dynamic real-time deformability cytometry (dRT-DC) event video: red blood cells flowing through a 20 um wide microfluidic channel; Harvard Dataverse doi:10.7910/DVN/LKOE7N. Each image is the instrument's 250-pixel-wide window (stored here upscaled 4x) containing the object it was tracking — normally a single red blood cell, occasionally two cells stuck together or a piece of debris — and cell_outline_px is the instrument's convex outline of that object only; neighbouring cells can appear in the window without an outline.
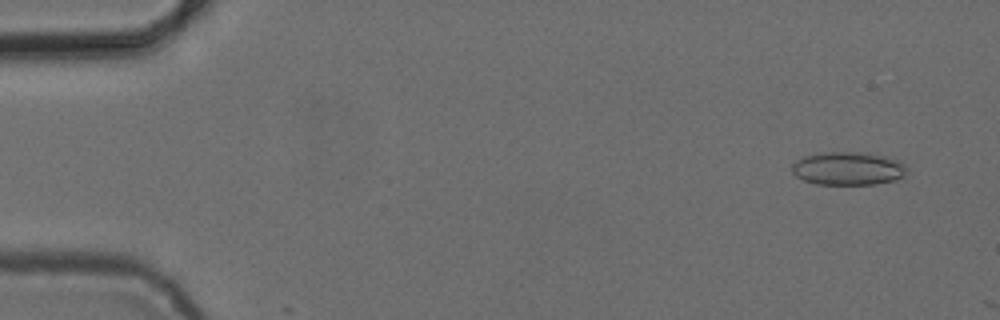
{"species": "common noctule bat (a hibernating species)", "species_latin": "Nyctalus noctula", "temperature_condition": "cold", "stored_images_in_passage": 5, "camera_frame_rate_fps": 3000, "um_per_image_px": 0.085, "animal": {"sex": "female", "body_mass_g": 24.6, "forearm_length_mm": 56.2}, "frame": {"image": 1, "passage_image": 4, "time_ms": 1.0, "image_size_px": [1000, 320], "cell_outline_px": [[908, 172], [904, 176], [896, 180], [876, 184], [816, 184], [804, 180], [796, 176], [792, 172], [792, 164], [796, 160], [804, 156], [820, 152], [868, 152], [892, 156], [900, 160], [908, 168]], "centroid_in_image_um": [72.15, 14.3], "position_along_channel_um": 12.8, "area_um2": 22.83}}